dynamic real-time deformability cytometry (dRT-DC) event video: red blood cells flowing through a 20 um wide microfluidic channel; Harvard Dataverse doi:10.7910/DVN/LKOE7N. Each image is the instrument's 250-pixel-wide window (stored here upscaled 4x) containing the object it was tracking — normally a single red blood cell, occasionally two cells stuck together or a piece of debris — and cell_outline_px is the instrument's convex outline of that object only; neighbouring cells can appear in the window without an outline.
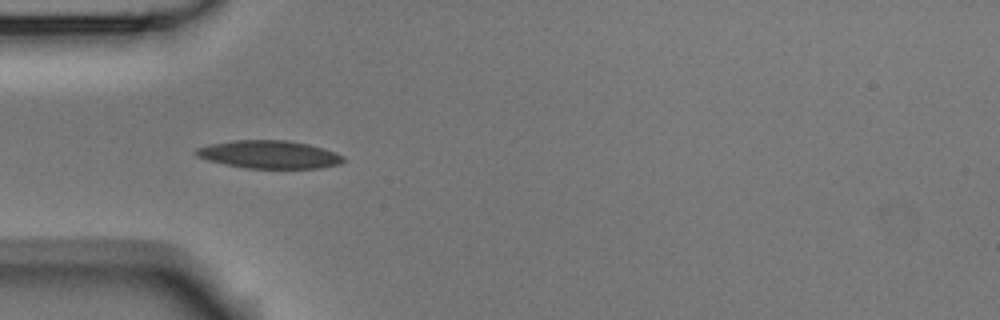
{"species": "Egyptian fruit bat (a non-hibernating species)", "species_latin": "Rousettus aegyptiacus", "temperature_condition": "room temperature", "stored_images_in_passage": 5, "camera_frame_rate_fps": 3000, "um_per_image_px": 0.085, "animal": {"sex": "male"}, "frame": {"image": 1, "passage_image": 4, "time_ms": 1.0, "image_size_px": [1000, 320], "cell_outline_px": [[344, 160], [340, 164], [320, 168], [244, 168], [224, 164], [208, 160], [196, 156], [196, 148], [208, 144], [236, 140], [288, 140], [308, 144], [324, 148], [344, 156]], "centroid_in_image_um": [22.88, 13.13], "position_along_channel_um": 62.1, "area_um2": 23.99}}
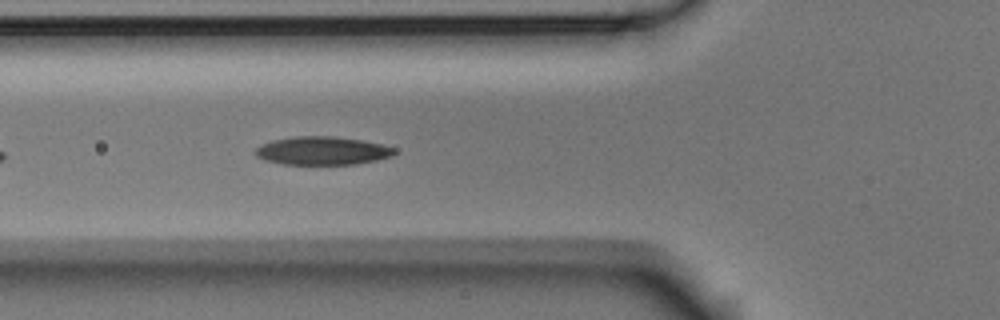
{"frame": {"image": 2, "passage_image": 5, "time_ms": 1.333, "image_size_px": [1000, 320], "cell_outline_px": [[396, 152], [392, 156], [376, 160], [356, 164], [284, 164], [264, 160], [256, 156], [252, 152], [260, 144], [272, 140], [296, 136], [336, 136], [364, 140], [384, 144], [396, 148]], "centroid_in_image_um": [27.4, 12.8], "position_along_channel_um": 98.4, "area_um2": 23.24}}